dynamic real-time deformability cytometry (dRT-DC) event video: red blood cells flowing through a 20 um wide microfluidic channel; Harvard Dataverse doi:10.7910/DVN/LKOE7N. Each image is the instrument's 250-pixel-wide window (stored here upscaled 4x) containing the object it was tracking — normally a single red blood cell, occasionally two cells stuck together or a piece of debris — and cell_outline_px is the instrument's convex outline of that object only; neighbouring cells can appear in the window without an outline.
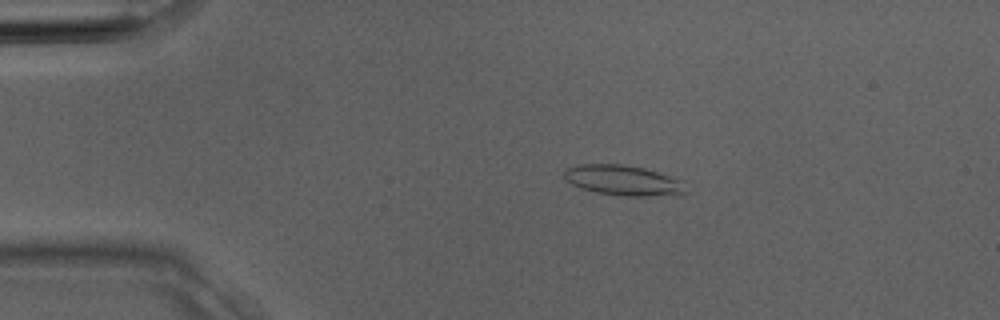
{"species": "Egyptian fruit bat (a non-hibernating species)", "species_latin": "Rousettus aegyptiacus", "temperature_condition": "room temperature", "stored_images_in_passage": 4, "camera_frame_rate_fps": 3000, "um_per_image_px": 0.085, "animal": {"sex": "male"}, "frame": {"image": 1, "passage_image": 2, "time_ms": 0.333, "image_size_px": [1000, 320], "cell_outline_px": [[688, 192], [684, 196], [620, 196], [596, 192], [580, 188], [572, 184], [564, 176], [564, 168], [580, 164], [624, 164], [644, 168], [680, 180]], "centroid_in_image_um": [53.0, 15.35], "position_along_channel_um": 32.0, "area_um2": 21.68}}